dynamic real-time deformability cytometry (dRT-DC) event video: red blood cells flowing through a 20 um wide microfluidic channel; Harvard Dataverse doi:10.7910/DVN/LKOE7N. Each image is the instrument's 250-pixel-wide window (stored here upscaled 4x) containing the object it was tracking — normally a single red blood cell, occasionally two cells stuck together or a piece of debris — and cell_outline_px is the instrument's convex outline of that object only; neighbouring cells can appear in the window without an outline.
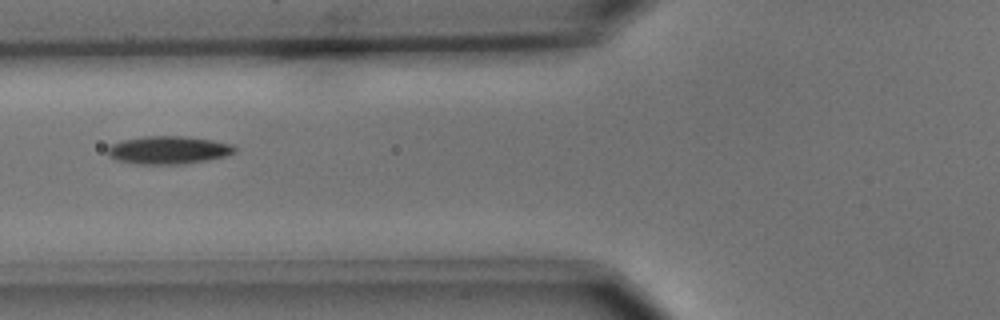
{"species": "common noctule bat (a hibernating species)", "species_latin": "Nyctalus noctula", "temperature_condition": "cold", "stored_images_in_passage": 9, "camera_frame_rate_fps": 3000, "um_per_image_px": 0.085, "animal": {"sex": "male", "body_mass_g": 15.6}, "frame": {"image": 1, "passage_image": 6, "time_ms": 6.667, "image_size_px": [1000, 320], "cell_outline_px": [[240, 148], [236, 152], [228, 156], [208, 160], [184, 164], [140, 164], [116, 160], [108, 156], [108, 148], [112, 144], [120, 140], [144, 136], [180, 136], [212, 140], [232, 144]], "centroid_in_image_um": [14.36, 12.76], "position_along_channel_um": 111.4, "area_um2": 20.92}}
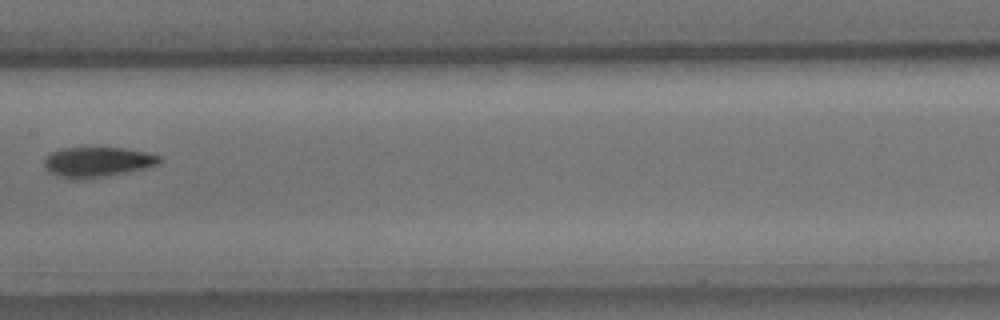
{"frame": {"image": 2, "passage_image": 8, "time_ms": 9.0, "image_size_px": [1000, 320], "cell_outline_px": [[160, 164], [144, 168], [100, 176], [60, 176], [48, 172], [44, 164], [44, 160], [52, 152], [60, 148], [124, 148], [148, 152], [160, 156]], "centroid_in_image_um": [8.31, 13.71], "position_along_channel_um": 199.1, "area_um2": 19.19}}
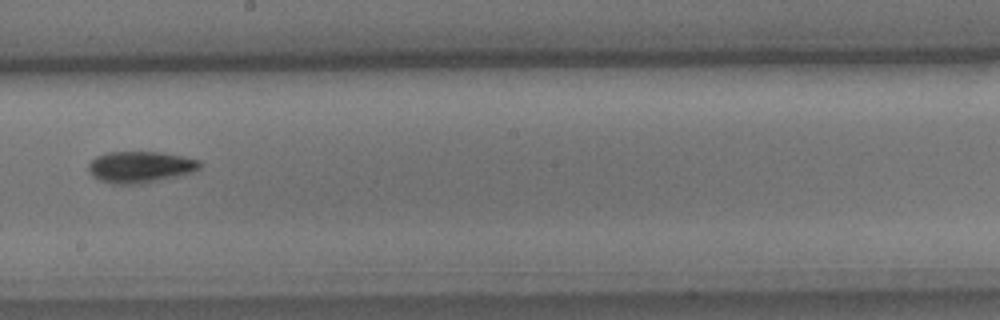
{"frame": {"image": 3, "passage_image": 9, "time_ms": 10.0, "image_size_px": [1000, 320], "cell_outline_px": [[204, 164], [200, 168], [192, 172], [144, 184], [112, 184], [100, 180], [92, 176], [88, 172], [88, 164], [96, 156], [108, 152], [160, 152], [200, 160]], "centroid_in_image_um": [11.91, 14.2], "position_along_channel_um": 236.3, "area_um2": 20.52}}